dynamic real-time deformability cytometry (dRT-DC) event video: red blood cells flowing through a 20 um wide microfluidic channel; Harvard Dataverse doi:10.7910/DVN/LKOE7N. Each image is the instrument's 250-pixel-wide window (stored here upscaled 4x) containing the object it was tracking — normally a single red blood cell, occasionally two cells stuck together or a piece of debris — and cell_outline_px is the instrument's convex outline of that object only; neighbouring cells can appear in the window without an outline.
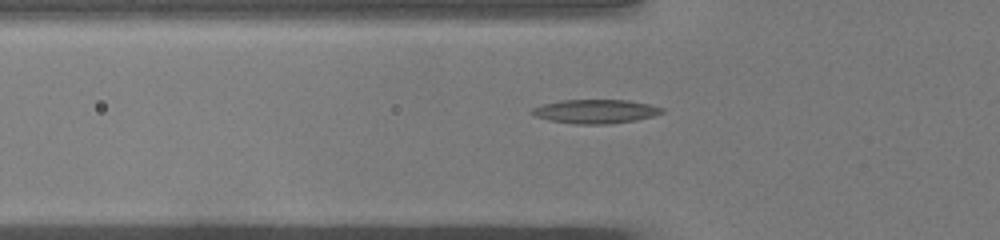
{"species": "common noctule bat (a hibernating species)", "species_latin": "Nyctalus noctula", "temperature_condition": "warm", "stored_images_in_passage": 38, "segment_of_instrument_passage": [1, 2], "camera_frame_rate_fps": 3000, "um_per_image_px": 0.085, "animal": {"sex": "male", "body_mass_g": 19.0, "forearm_length_mm": 50.8}, "frame": {"image": 1, "passage_image": 7, "time_ms": 2.0, "image_size_px": [1000, 240], "cell_outline_px": [[664, 112], [652, 116], [636, 120], [604, 124], [576, 124], [548, 120], [536, 116], [528, 112], [532, 108], [544, 104], [560, 100], [628, 100], [648, 104], [664, 108]], "centroid_in_image_um": [50.59, 9.46], "position_along_channel_um": 75.2, "area_um2": 18.03}}
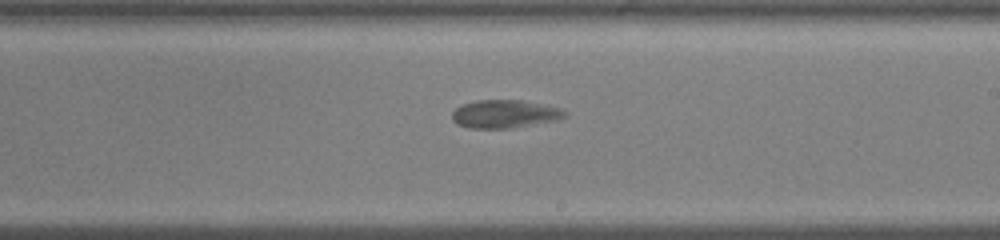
{"frame": {"image": 2, "passage_image": 20, "time_ms": 6.333, "image_size_px": [1000, 240], "cell_outline_px": [[568, 116], [556, 120], [512, 128], [468, 128], [456, 124], [452, 120], [452, 112], [456, 108], [464, 104], [476, 100], [520, 100], [560, 108], [568, 112]], "centroid_in_image_um": [42.89, 9.69], "position_along_channel_um": 246.1, "area_um2": 18.44}}
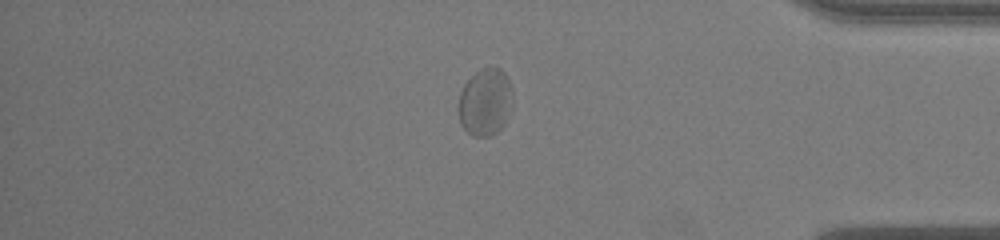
{"frame": {"image": 3, "passage_image": 33, "time_ms": 10.667, "image_size_px": [1000, 240], "cell_outline_px": [[512, 100], [504, 124], [496, 132], [488, 136], [472, 136], [460, 124], [460, 92], [464, 84], [476, 72], [484, 68], [500, 68], [504, 72], [508, 80], [512, 92]], "centroid_in_image_um": [41.24, 8.68], "position_along_channel_um": 394.0, "area_um2": 20.69}}